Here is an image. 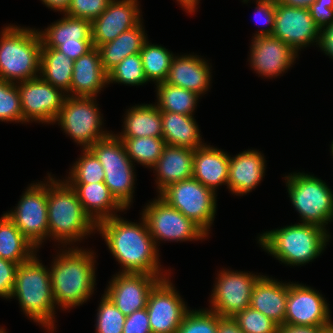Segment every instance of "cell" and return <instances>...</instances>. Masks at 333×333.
Returning <instances> with one entry per match:
<instances>
[{
  "instance_id": "obj_1",
  "label": "cell",
  "mask_w": 333,
  "mask_h": 333,
  "mask_svg": "<svg viewBox=\"0 0 333 333\" xmlns=\"http://www.w3.org/2000/svg\"><path fill=\"white\" fill-rule=\"evenodd\" d=\"M140 217V223L124 220L120 215L107 218L97 223L96 232L121 265L119 273L171 275V270H165L161 265L159 248L145 218Z\"/></svg>"
},
{
  "instance_id": "obj_2",
  "label": "cell",
  "mask_w": 333,
  "mask_h": 333,
  "mask_svg": "<svg viewBox=\"0 0 333 333\" xmlns=\"http://www.w3.org/2000/svg\"><path fill=\"white\" fill-rule=\"evenodd\" d=\"M58 250L49 270L56 308L66 311L86 303L94 294L97 262L91 249L75 245Z\"/></svg>"
},
{
  "instance_id": "obj_3",
  "label": "cell",
  "mask_w": 333,
  "mask_h": 333,
  "mask_svg": "<svg viewBox=\"0 0 333 333\" xmlns=\"http://www.w3.org/2000/svg\"><path fill=\"white\" fill-rule=\"evenodd\" d=\"M47 205L49 238L61 245L74 247L93 233L97 224L84 211L76 191L64 180L47 174Z\"/></svg>"
},
{
  "instance_id": "obj_4",
  "label": "cell",
  "mask_w": 333,
  "mask_h": 333,
  "mask_svg": "<svg viewBox=\"0 0 333 333\" xmlns=\"http://www.w3.org/2000/svg\"><path fill=\"white\" fill-rule=\"evenodd\" d=\"M320 226L295 223L257 236L263 251L286 266H303L321 256L331 235Z\"/></svg>"
},
{
  "instance_id": "obj_5",
  "label": "cell",
  "mask_w": 333,
  "mask_h": 333,
  "mask_svg": "<svg viewBox=\"0 0 333 333\" xmlns=\"http://www.w3.org/2000/svg\"><path fill=\"white\" fill-rule=\"evenodd\" d=\"M13 298L18 300L20 310L28 319L47 329V333H54L57 308L50 270L42 264L37 253L29 261L19 264L10 299Z\"/></svg>"
},
{
  "instance_id": "obj_6",
  "label": "cell",
  "mask_w": 333,
  "mask_h": 333,
  "mask_svg": "<svg viewBox=\"0 0 333 333\" xmlns=\"http://www.w3.org/2000/svg\"><path fill=\"white\" fill-rule=\"evenodd\" d=\"M42 41L37 29L11 23L0 32V79L17 83L39 77Z\"/></svg>"
},
{
  "instance_id": "obj_7",
  "label": "cell",
  "mask_w": 333,
  "mask_h": 333,
  "mask_svg": "<svg viewBox=\"0 0 333 333\" xmlns=\"http://www.w3.org/2000/svg\"><path fill=\"white\" fill-rule=\"evenodd\" d=\"M288 197L300 222L327 229L333 221V191L314 174L293 172L284 176Z\"/></svg>"
},
{
  "instance_id": "obj_8",
  "label": "cell",
  "mask_w": 333,
  "mask_h": 333,
  "mask_svg": "<svg viewBox=\"0 0 333 333\" xmlns=\"http://www.w3.org/2000/svg\"><path fill=\"white\" fill-rule=\"evenodd\" d=\"M88 149L102 165L105 172L104 183L112 196L128 210L134 198L136 164L129 159L123 142L113 132Z\"/></svg>"
},
{
  "instance_id": "obj_9",
  "label": "cell",
  "mask_w": 333,
  "mask_h": 333,
  "mask_svg": "<svg viewBox=\"0 0 333 333\" xmlns=\"http://www.w3.org/2000/svg\"><path fill=\"white\" fill-rule=\"evenodd\" d=\"M97 97L66 96L54 124L70 137L80 149H87L97 141L106 138L113 131L104 126L103 114L100 112Z\"/></svg>"
},
{
  "instance_id": "obj_10",
  "label": "cell",
  "mask_w": 333,
  "mask_h": 333,
  "mask_svg": "<svg viewBox=\"0 0 333 333\" xmlns=\"http://www.w3.org/2000/svg\"><path fill=\"white\" fill-rule=\"evenodd\" d=\"M158 196L210 235L217 213V194L214 191L192 177L167 186Z\"/></svg>"
},
{
  "instance_id": "obj_11",
  "label": "cell",
  "mask_w": 333,
  "mask_h": 333,
  "mask_svg": "<svg viewBox=\"0 0 333 333\" xmlns=\"http://www.w3.org/2000/svg\"><path fill=\"white\" fill-rule=\"evenodd\" d=\"M144 207L140 215L145 218L157 248L163 240L166 242L202 241L209 237L197 224L158 195Z\"/></svg>"
},
{
  "instance_id": "obj_12",
  "label": "cell",
  "mask_w": 333,
  "mask_h": 333,
  "mask_svg": "<svg viewBox=\"0 0 333 333\" xmlns=\"http://www.w3.org/2000/svg\"><path fill=\"white\" fill-rule=\"evenodd\" d=\"M44 178H46L44 181L28 185L17 206L6 212V215L38 251L49 239L47 176Z\"/></svg>"
},
{
  "instance_id": "obj_13",
  "label": "cell",
  "mask_w": 333,
  "mask_h": 333,
  "mask_svg": "<svg viewBox=\"0 0 333 333\" xmlns=\"http://www.w3.org/2000/svg\"><path fill=\"white\" fill-rule=\"evenodd\" d=\"M217 272L208 309L219 316L234 317L250 307L253 286L262 274L256 275L250 271H234L228 268H222Z\"/></svg>"
},
{
  "instance_id": "obj_14",
  "label": "cell",
  "mask_w": 333,
  "mask_h": 333,
  "mask_svg": "<svg viewBox=\"0 0 333 333\" xmlns=\"http://www.w3.org/2000/svg\"><path fill=\"white\" fill-rule=\"evenodd\" d=\"M16 84L20 93L23 124L35 122L53 125L67 94L40 76Z\"/></svg>"
},
{
  "instance_id": "obj_15",
  "label": "cell",
  "mask_w": 333,
  "mask_h": 333,
  "mask_svg": "<svg viewBox=\"0 0 333 333\" xmlns=\"http://www.w3.org/2000/svg\"><path fill=\"white\" fill-rule=\"evenodd\" d=\"M331 313L321 292L289 281L285 325L327 328L333 325Z\"/></svg>"
},
{
  "instance_id": "obj_16",
  "label": "cell",
  "mask_w": 333,
  "mask_h": 333,
  "mask_svg": "<svg viewBox=\"0 0 333 333\" xmlns=\"http://www.w3.org/2000/svg\"><path fill=\"white\" fill-rule=\"evenodd\" d=\"M37 30L41 37L42 48H54L73 61L94 48L91 21L86 19L63 14V17L44 30Z\"/></svg>"
},
{
  "instance_id": "obj_17",
  "label": "cell",
  "mask_w": 333,
  "mask_h": 333,
  "mask_svg": "<svg viewBox=\"0 0 333 333\" xmlns=\"http://www.w3.org/2000/svg\"><path fill=\"white\" fill-rule=\"evenodd\" d=\"M170 277L160 279L148 295L146 309L152 333H176L190 308Z\"/></svg>"
},
{
  "instance_id": "obj_18",
  "label": "cell",
  "mask_w": 333,
  "mask_h": 333,
  "mask_svg": "<svg viewBox=\"0 0 333 333\" xmlns=\"http://www.w3.org/2000/svg\"><path fill=\"white\" fill-rule=\"evenodd\" d=\"M168 276L117 272L108 282L104 295L121 313L128 316L136 310L146 308L152 288L160 279Z\"/></svg>"
},
{
  "instance_id": "obj_19",
  "label": "cell",
  "mask_w": 333,
  "mask_h": 333,
  "mask_svg": "<svg viewBox=\"0 0 333 333\" xmlns=\"http://www.w3.org/2000/svg\"><path fill=\"white\" fill-rule=\"evenodd\" d=\"M272 35L287 43L297 53L313 43L318 47L320 41V30L316 27L309 9L282 5L277 0Z\"/></svg>"
},
{
  "instance_id": "obj_20",
  "label": "cell",
  "mask_w": 333,
  "mask_h": 333,
  "mask_svg": "<svg viewBox=\"0 0 333 333\" xmlns=\"http://www.w3.org/2000/svg\"><path fill=\"white\" fill-rule=\"evenodd\" d=\"M249 50L250 67L259 77L267 79L282 76L299 56L291 46L273 35L252 38Z\"/></svg>"
},
{
  "instance_id": "obj_21",
  "label": "cell",
  "mask_w": 333,
  "mask_h": 333,
  "mask_svg": "<svg viewBox=\"0 0 333 333\" xmlns=\"http://www.w3.org/2000/svg\"><path fill=\"white\" fill-rule=\"evenodd\" d=\"M139 5L138 0H111L106 10L91 22L93 46L111 42L137 26L143 20Z\"/></svg>"
},
{
  "instance_id": "obj_22",
  "label": "cell",
  "mask_w": 333,
  "mask_h": 333,
  "mask_svg": "<svg viewBox=\"0 0 333 333\" xmlns=\"http://www.w3.org/2000/svg\"><path fill=\"white\" fill-rule=\"evenodd\" d=\"M197 54L175 55L172 59L165 83L179 86L203 96L212 83V65Z\"/></svg>"
},
{
  "instance_id": "obj_23",
  "label": "cell",
  "mask_w": 333,
  "mask_h": 333,
  "mask_svg": "<svg viewBox=\"0 0 333 333\" xmlns=\"http://www.w3.org/2000/svg\"><path fill=\"white\" fill-rule=\"evenodd\" d=\"M266 162L264 154L257 149L245 150L234 157L229 155V192L242 197L255 190L265 177Z\"/></svg>"
},
{
  "instance_id": "obj_24",
  "label": "cell",
  "mask_w": 333,
  "mask_h": 333,
  "mask_svg": "<svg viewBox=\"0 0 333 333\" xmlns=\"http://www.w3.org/2000/svg\"><path fill=\"white\" fill-rule=\"evenodd\" d=\"M288 291L289 282L262 275L253 286L250 307L281 327L285 325Z\"/></svg>"
},
{
  "instance_id": "obj_25",
  "label": "cell",
  "mask_w": 333,
  "mask_h": 333,
  "mask_svg": "<svg viewBox=\"0 0 333 333\" xmlns=\"http://www.w3.org/2000/svg\"><path fill=\"white\" fill-rule=\"evenodd\" d=\"M107 85L108 73L102 66L97 48L74 61L70 96L97 97Z\"/></svg>"
},
{
  "instance_id": "obj_26",
  "label": "cell",
  "mask_w": 333,
  "mask_h": 333,
  "mask_svg": "<svg viewBox=\"0 0 333 333\" xmlns=\"http://www.w3.org/2000/svg\"><path fill=\"white\" fill-rule=\"evenodd\" d=\"M229 154L210 143L194 150L193 178L214 191L228 184Z\"/></svg>"
},
{
  "instance_id": "obj_27",
  "label": "cell",
  "mask_w": 333,
  "mask_h": 333,
  "mask_svg": "<svg viewBox=\"0 0 333 333\" xmlns=\"http://www.w3.org/2000/svg\"><path fill=\"white\" fill-rule=\"evenodd\" d=\"M194 150L165 145L162 155L151 168L156 176L157 195L167 186L192 178Z\"/></svg>"
},
{
  "instance_id": "obj_28",
  "label": "cell",
  "mask_w": 333,
  "mask_h": 333,
  "mask_svg": "<svg viewBox=\"0 0 333 333\" xmlns=\"http://www.w3.org/2000/svg\"><path fill=\"white\" fill-rule=\"evenodd\" d=\"M69 185L76 191L84 211L96 224L125 211L104 182Z\"/></svg>"
},
{
  "instance_id": "obj_29",
  "label": "cell",
  "mask_w": 333,
  "mask_h": 333,
  "mask_svg": "<svg viewBox=\"0 0 333 333\" xmlns=\"http://www.w3.org/2000/svg\"><path fill=\"white\" fill-rule=\"evenodd\" d=\"M125 112L118 138L162 137L161 111L155 104H135Z\"/></svg>"
},
{
  "instance_id": "obj_30",
  "label": "cell",
  "mask_w": 333,
  "mask_h": 333,
  "mask_svg": "<svg viewBox=\"0 0 333 333\" xmlns=\"http://www.w3.org/2000/svg\"><path fill=\"white\" fill-rule=\"evenodd\" d=\"M161 118L165 144L193 150L206 144L194 116L161 111Z\"/></svg>"
},
{
  "instance_id": "obj_31",
  "label": "cell",
  "mask_w": 333,
  "mask_h": 333,
  "mask_svg": "<svg viewBox=\"0 0 333 333\" xmlns=\"http://www.w3.org/2000/svg\"><path fill=\"white\" fill-rule=\"evenodd\" d=\"M143 20L134 28L122 32L116 39L97 47L104 70L108 73L129 55L140 53L148 40Z\"/></svg>"
},
{
  "instance_id": "obj_32",
  "label": "cell",
  "mask_w": 333,
  "mask_h": 333,
  "mask_svg": "<svg viewBox=\"0 0 333 333\" xmlns=\"http://www.w3.org/2000/svg\"><path fill=\"white\" fill-rule=\"evenodd\" d=\"M37 252L36 247L20 232L6 213H3L0 217V257L22 264Z\"/></svg>"
},
{
  "instance_id": "obj_33",
  "label": "cell",
  "mask_w": 333,
  "mask_h": 333,
  "mask_svg": "<svg viewBox=\"0 0 333 333\" xmlns=\"http://www.w3.org/2000/svg\"><path fill=\"white\" fill-rule=\"evenodd\" d=\"M74 61L54 48H41L39 76L70 96Z\"/></svg>"
},
{
  "instance_id": "obj_34",
  "label": "cell",
  "mask_w": 333,
  "mask_h": 333,
  "mask_svg": "<svg viewBox=\"0 0 333 333\" xmlns=\"http://www.w3.org/2000/svg\"><path fill=\"white\" fill-rule=\"evenodd\" d=\"M156 86L157 102L154 104L160 111L194 116L198 100L201 99L198 94L165 82Z\"/></svg>"
},
{
  "instance_id": "obj_35",
  "label": "cell",
  "mask_w": 333,
  "mask_h": 333,
  "mask_svg": "<svg viewBox=\"0 0 333 333\" xmlns=\"http://www.w3.org/2000/svg\"><path fill=\"white\" fill-rule=\"evenodd\" d=\"M140 55L147 81H152L155 85L164 83L175 54L162 45L152 44L148 39L144 43Z\"/></svg>"
},
{
  "instance_id": "obj_36",
  "label": "cell",
  "mask_w": 333,
  "mask_h": 333,
  "mask_svg": "<svg viewBox=\"0 0 333 333\" xmlns=\"http://www.w3.org/2000/svg\"><path fill=\"white\" fill-rule=\"evenodd\" d=\"M129 159L135 164L151 169L164 149L165 141L162 137L119 138Z\"/></svg>"
},
{
  "instance_id": "obj_37",
  "label": "cell",
  "mask_w": 333,
  "mask_h": 333,
  "mask_svg": "<svg viewBox=\"0 0 333 333\" xmlns=\"http://www.w3.org/2000/svg\"><path fill=\"white\" fill-rule=\"evenodd\" d=\"M83 154V155H82ZM105 172L96 156L87 148L72 165L65 181L68 184H90L104 182Z\"/></svg>"
},
{
  "instance_id": "obj_38",
  "label": "cell",
  "mask_w": 333,
  "mask_h": 333,
  "mask_svg": "<svg viewBox=\"0 0 333 333\" xmlns=\"http://www.w3.org/2000/svg\"><path fill=\"white\" fill-rule=\"evenodd\" d=\"M118 83L128 86L147 84L140 53L127 56L108 72V84Z\"/></svg>"
},
{
  "instance_id": "obj_39",
  "label": "cell",
  "mask_w": 333,
  "mask_h": 333,
  "mask_svg": "<svg viewBox=\"0 0 333 333\" xmlns=\"http://www.w3.org/2000/svg\"><path fill=\"white\" fill-rule=\"evenodd\" d=\"M23 124L20 93L16 83L0 79V122Z\"/></svg>"
},
{
  "instance_id": "obj_40",
  "label": "cell",
  "mask_w": 333,
  "mask_h": 333,
  "mask_svg": "<svg viewBox=\"0 0 333 333\" xmlns=\"http://www.w3.org/2000/svg\"><path fill=\"white\" fill-rule=\"evenodd\" d=\"M218 314L210 309L187 311L176 333H217Z\"/></svg>"
},
{
  "instance_id": "obj_41",
  "label": "cell",
  "mask_w": 333,
  "mask_h": 333,
  "mask_svg": "<svg viewBox=\"0 0 333 333\" xmlns=\"http://www.w3.org/2000/svg\"><path fill=\"white\" fill-rule=\"evenodd\" d=\"M97 308L96 333H122L126 316L104 295Z\"/></svg>"
},
{
  "instance_id": "obj_42",
  "label": "cell",
  "mask_w": 333,
  "mask_h": 333,
  "mask_svg": "<svg viewBox=\"0 0 333 333\" xmlns=\"http://www.w3.org/2000/svg\"><path fill=\"white\" fill-rule=\"evenodd\" d=\"M233 318L243 333H279L278 324L251 307L237 313Z\"/></svg>"
},
{
  "instance_id": "obj_43",
  "label": "cell",
  "mask_w": 333,
  "mask_h": 333,
  "mask_svg": "<svg viewBox=\"0 0 333 333\" xmlns=\"http://www.w3.org/2000/svg\"><path fill=\"white\" fill-rule=\"evenodd\" d=\"M111 0H70L65 15L93 21L99 17Z\"/></svg>"
},
{
  "instance_id": "obj_44",
  "label": "cell",
  "mask_w": 333,
  "mask_h": 333,
  "mask_svg": "<svg viewBox=\"0 0 333 333\" xmlns=\"http://www.w3.org/2000/svg\"><path fill=\"white\" fill-rule=\"evenodd\" d=\"M255 8V20L256 23L267 25L262 29H258L252 38L258 36L272 35L274 30L275 12H276V0H257Z\"/></svg>"
},
{
  "instance_id": "obj_45",
  "label": "cell",
  "mask_w": 333,
  "mask_h": 333,
  "mask_svg": "<svg viewBox=\"0 0 333 333\" xmlns=\"http://www.w3.org/2000/svg\"><path fill=\"white\" fill-rule=\"evenodd\" d=\"M19 264L0 257V298L10 300Z\"/></svg>"
},
{
  "instance_id": "obj_46",
  "label": "cell",
  "mask_w": 333,
  "mask_h": 333,
  "mask_svg": "<svg viewBox=\"0 0 333 333\" xmlns=\"http://www.w3.org/2000/svg\"><path fill=\"white\" fill-rule=\"evenodd\" d=\"M309 11L320 31L333 23V0H316Z\"/></svg>"
},
{
  "instance_id": "obj_47",
  "label": "cell",
  "mask_w": 333,
  "mask_h": 333,
  "mask_svg": "<svg viewBox=\"0 0 333 333\" xmlns=\"http://www.w3.org/2000/svg\"><path fill=\"white\" fill-rule=\"evenodd\" d=\"M122 333H152L147 309L136 310L126 316Z\"/></svg>"
},
{
  "instance_id": "obj_48",
  "label": "cell",
  "mask_w": 333,
  "mask_h": 333,
  "mask_svg": "<svg viewBox=\"0 0 333 333\" xmlns=\"http://www.w3.org/2000/svg\"><path fill=\"white\" fill-rule=\"evenodd\" d=\"M320 50L333 60V23L320 31Z\"/></svg>"
},
{
  "instance_id": "obj_49",
  "label": "cell",
  "mask_w": 333,
  "mask_h": 333,
  "mask_svg": "<svg viewBox=\"0 0 333 333\" xmlns=\"http://www.w3.org/2000/svg\"><path fill=\"white\" fill-rule=\"evenodd\" d=\"M217 333H243L239 328L237 321L233 317L218 315Z\"/></svg>"
},
{
  "instance_id": "obj_50",
  "label": "cell",
  "mask_w": 333,
  "mask_h": 333,
  "mask_svg": "<svg viewBox=\"0 0 333 333\" xmlns=\"http://www.w3.org/2000/svg\"><path fill=\"white\" fill-rule=\"evenodd\" d=\"M324 329L320 327L283 325L279 328V333H321Z\"/></svg>"
},
{
  "instance_id": "obj_51",
  "label": "cell",
  "mask_w": 333,
  "mask_h": 333,
  "mask_svg": "<svg viewBox=\"0 0 333 333\" xmlns=\"http://www.w3.org/2000/svg\"><path fill=\"white\" fill-rule=\"evenodd\" d=\"M49 9L65 14L70 4V0H40Z\"/></svg>"
},
{
  "instance_id": "obj_52",
  "label": "cell",
  "mask_w": 333,
  "mask_h": 333,
  "mask_svg": "<svg viewBox=\"0 0 333 333\" xmlns=\"http://www.w3.org/2000/svg\"><path fill=\"white\" fill-rule=\"evenodd\" d=\"M282 5L297 7L301 9H309L316 0H277Z\"/></svg>"
},
{
  "instance_id": "obj_53",
  "label": "cell",
  "mask_w": 333,
  "mask_h": 333,
  "mask_svg": "<svg viewBox=\"0 0 333 333\" xmlns=\"http://www.w3.org/2000/svg\"><path fill=\"white\" fill-rule=\"evenodd\" d=\"M186 13L193 14L197 11L200 0H176Z\"/></svg>"
},
{
  "instance_id": "obj_54",
  "label": "cell",
  "mask_w": 333,
  "mask_h": 333,
  "mask_svg": "<svg viewBox=\"0 0 333 333\" xmlns=\"http://www.w3.org/2000/svg\"><path fill=\"white\" fill-rule=\"evenodd\" d=\"M321 333H333V325L325 328Z\"/></svg>"
},
{
  "instance_id": "obj_55",
  "label": "cell",
  "mask_w": 333,
  "mask_h": 333,
  "mask_svg": "<svg viewBox=\"0 0 333 333\" xmlns=\"http://www.w3.org/2000/svg\"><path fill=\"white\" fill-rule=\"evenodd\" d=\"M330 152H331V155H332V158H333V140H332V142H331V145H330Z\"/></svg>"
},
{
  "instance_id": "obj_56",
  "label": "cell",
  "mask_w": 333,
  "mask_h": 333,
  "mask_svg": "<svg viewBox=\"0 0 333 333\" xmlns=\"http://www.w3.org/2000/svg\"><path fill=\"white\" fill-rule=\"evenodd\" d=\"M0 333H7L6 329L4 327H2V326L0 327Z\"/></svg>"
},
{
  "instance_id": "obj_57",
  "label": "cell",
  "mask_w": 333,
  "mask_h": 333,
  "mask_svg": "<svg viewBox=\"0 0 333 333\" xmlns=\"http://www.w3.org/2000/svg\"><path fill=\"white\" fill-rule=\"evenodd\" d=\"M255 1H257V0H255ZM242 2H244V4L246 3H248V2H250V0H243Z\"/></svg>"
}]
</instances>
